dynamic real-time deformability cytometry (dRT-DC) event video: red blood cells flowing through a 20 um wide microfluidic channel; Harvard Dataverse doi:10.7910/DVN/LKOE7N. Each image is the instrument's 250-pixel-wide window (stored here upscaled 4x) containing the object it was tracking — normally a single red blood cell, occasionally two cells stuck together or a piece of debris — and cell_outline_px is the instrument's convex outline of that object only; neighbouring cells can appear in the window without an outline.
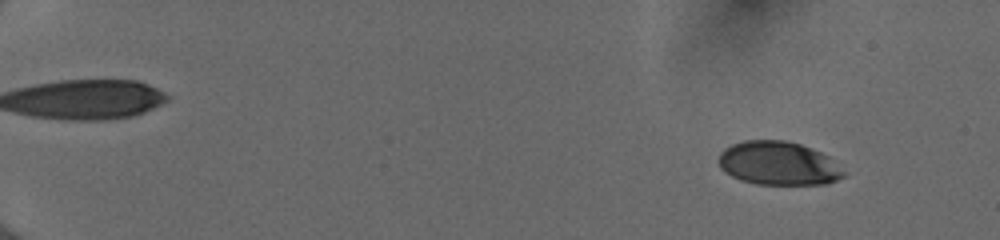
{"species": "human", "species_latin": "Homo sapiens", "temperature_condition": "cold", "stored_images_in_passage": 54, "camera_frame_rate_fps": 3000, "um_per_image_px": 0.085, "donor": {"sex": "female"}, "frame": {"image": 1, "passage_image": 6, "time_ms": 1.667, "image_size_px": [1000, 240], "cell_outline_px": [[844, 176], [828, 184], [756, 184], [740, 180], [724, 172], [720, 168], [720, 152], [724, 148], [732, 144], [744, 140], [784, 140], [800, 144], [820, 152], [828, 156], [844, 172]], "centroid_in_image_um": [66.13, 13.88], "position_along_channel_um": 18.9, "area_um2": 31.62}}
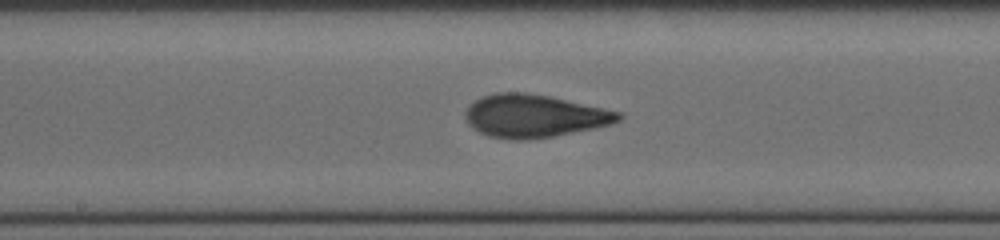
{"frame": {"image": 2, "passage_image": 32, "time_ms": 10.333, "image_size_px": [1000, 240], "cell_outline_px": [[624, 116], [620, 120], [612, 124], [552, 136], [528, 140], [516, 140], [488, 136], [472, 128], [468, 124], [464, 116], [464, 112], [468, 104], [484, 96], [496, 92], [524, 92], [548, 96], [620, 112]], "centroid_in_image_um": [45.35, 9.86], "position_along_channel_um": 202.9, "area_um2": 38.03}}
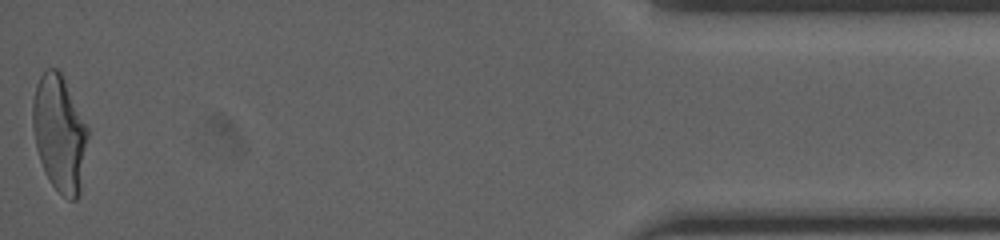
{"frame": {"image": 3, "passage_image": 54, "time_ms": 17.667, "image_size_px": [1000, 240], "cell_outline_px": [[88, 136], [80, 196], [76, 200], [68, 200], [52, 184], [44, 172], [36, 148], [32, 128], [32, 100], [36, 84], [40, 76], [48, 68], [56, 68], [60, 72], [88, 128]], "centroid_in_image_um": [5.04, 11.37], "position_along_channel_um": 430.2, "area_um2": 37.28}, "authors_computed_cell_mechanics": {"area_um2": 36.3851, "velocity_mm_per_s": 4.0474, "shape_relaxation_time_tau1_ms": 5.6373, "shape_relaxation_time_tau2_ms": 1.0066, "deformation_change_tau1": 0.1915, "deformation_change_tau2": 0.0699}}